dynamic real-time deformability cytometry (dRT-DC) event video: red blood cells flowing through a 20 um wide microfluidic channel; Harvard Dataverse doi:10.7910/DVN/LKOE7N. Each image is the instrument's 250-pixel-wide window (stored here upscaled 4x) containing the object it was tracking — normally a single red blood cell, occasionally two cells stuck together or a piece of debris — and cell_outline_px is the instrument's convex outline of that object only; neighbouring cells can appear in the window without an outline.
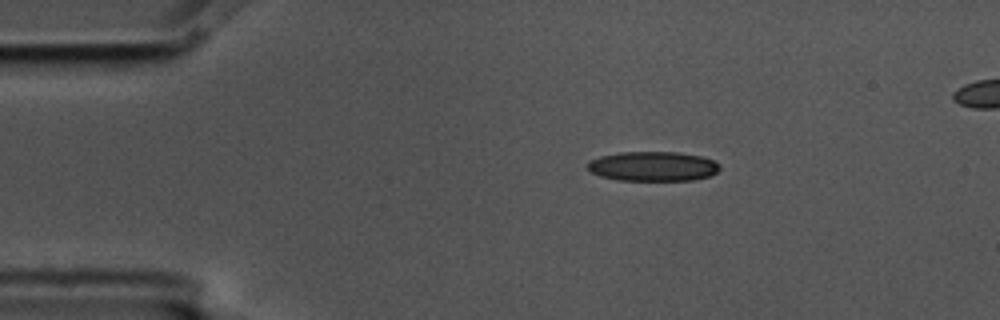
{"species": "common noctule bat (a hibernating species)", "species_latin": "Nyctalus noctula", "temperature_condition": "cold", "stored_images_in_passage": 3, "camera_frame_rate_fps": 3000, "um_per_image_px": 0.085, "animal": {"sex": "male", "body_mass_g": 17.5, "forearm_length_mm": 52.3}, "frame": {"image": 1, "passage_image": 1, "time_ms": 0.0, "image_size_px": [1000, 320], "cell_outline_px": [[720, 168], [712, 176], [692, 180], [620, 180], [600, 176], [592, 172], [588, 168], [588, 160], [600, 156], [620, 152], [676, 152], [700, 156], [712, 160], [720, 164]], "centroid_in_image_um": [55.51, 14.13], "position_along_channel_um": 29.5, "area_um2": 22.77}}